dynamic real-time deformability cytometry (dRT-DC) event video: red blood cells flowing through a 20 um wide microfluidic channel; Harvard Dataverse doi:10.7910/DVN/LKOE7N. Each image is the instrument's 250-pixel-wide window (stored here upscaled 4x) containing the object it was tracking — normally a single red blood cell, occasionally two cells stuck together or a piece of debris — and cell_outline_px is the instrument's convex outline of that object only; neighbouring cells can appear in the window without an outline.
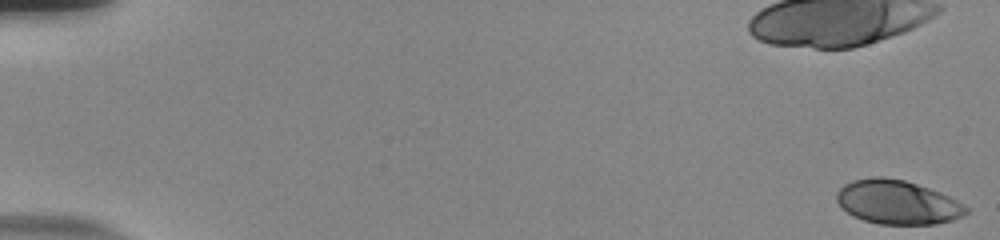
{"species": "human", "species_latin": "Homo sapiens", "temperature_condition": "room temperature", "stored_images_in_passage": 57, "camera_frame_rate_fps": 3000, "um_per_image_px": 0.085, "donor": {"sex": "male"}, "frame": {"image": 1, "passage_image": 1, "time_ms": 0.0, "image_size_px": [1000, 240], "cell_outline_px": [[968, 212], [964, 216], [952, 220], [936, 224], [880, 224], [864, 220], [852, 216], [836, 200], [836, 192], [844, 184], [852, 180], [872, 176], [884, 176], [904, 180], [940, 192], [964, 204], [968, 208]], "centroid_in_image_um": [76.28, 17.18], "position_along_channel_um": 8.7, "area_um2": 33.23}}
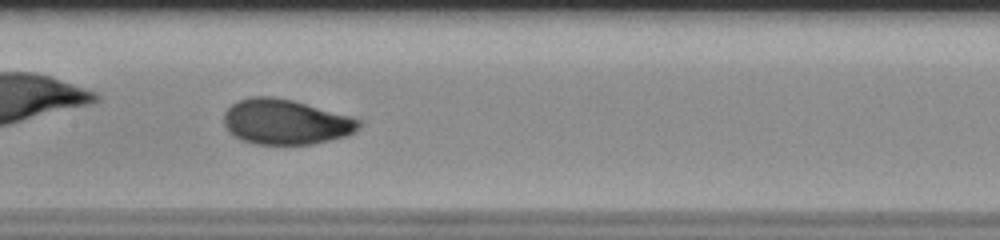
{"frame": {"image": 2, "passage_image": 30, "time_ms": 9.667, "image_size_px": [1000, 240], "cell_outline_px": [[364, 124], [356, 132], [348, 136], [312, 144], [252, 144], [240, 140], [228, 132], [224, 124], [224, 112], [232, 104], [240, 100], [252, 96], [272, 96], [292, 100], [364, 120]], "centroid_in_image_um": [24.31, 10.37], "position_along_channel_um": 183.1, "area_um2": 35.89}}
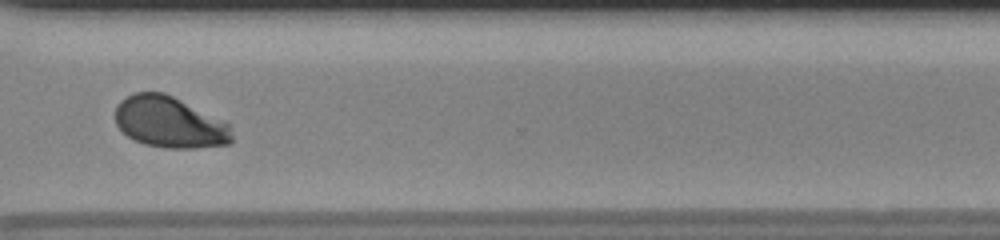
{"frame": {"image": 3, "passage_image": 44, "time_ms": 14.333, "image_size_px": [1000, 240], "cell_outline_px": [[232, 140], [228, 144], [196, 148], [164, 148], [144, 144], [128, 136], [116, 124], [116, 108], [120, 100], [136, 92], [164, 92], [228, 124], [232, 136]], "centroid_in_image_um": [14.38, 10.4], "position_along_channel_um": 356.2, "area_um2": 34.22}, "authors_computed_cell_mechanics": {"area_um2": 34.7956, "velocity_mm_per_s": 3.7102, "shape_relaxation_time_tau1_ms": 3.8309, "shape_relaxation_time_tau2_ms": null, "deformation_change_tau1": 0.1819, "deformation_change_tau2": null}}